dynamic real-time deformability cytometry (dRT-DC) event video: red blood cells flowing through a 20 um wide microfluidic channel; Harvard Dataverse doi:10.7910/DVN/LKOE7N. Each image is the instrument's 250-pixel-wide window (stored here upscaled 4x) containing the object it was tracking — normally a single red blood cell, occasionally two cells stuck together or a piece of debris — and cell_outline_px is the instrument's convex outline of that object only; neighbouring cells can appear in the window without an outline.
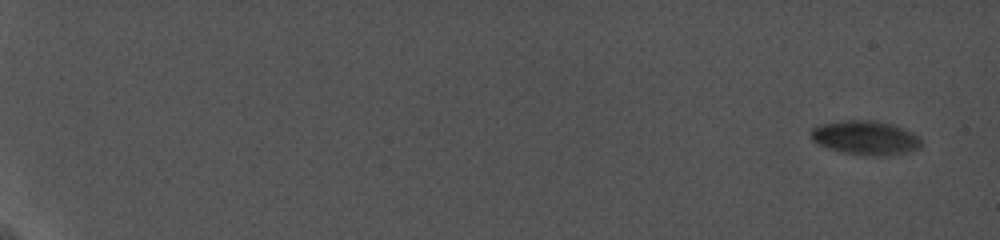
{"species": "common noctule bat (a hibernating species)", "species_latin": "Nyctalus noctula", "temperature_condition": "cold", "stored_images_in_passage": 8, "camera_frame_rate_fps": 5000, "um_per_image_px": 0.085, "animal": {"sex": "female", "body_mass_g": 19.0, "forearm_length_mm": 56.7}, "frame": {"image": 1, "passage_image": 1, "time_ms": 0.0, "image_size_px": [1000, 240], "cell_outline_px": [[920, 148], [904, 152], [884, 156], [840, 152], [816, 144], [812, 140], [808, 132], [812, 128], [820, 124], [844, 120], [872, 120], [892, 124], [912, 132], [920, 136]], "centroid_in_image_um": [73.51, 11.69], "position_along_channel_um": 11.5, "area_um2": 21.91}}
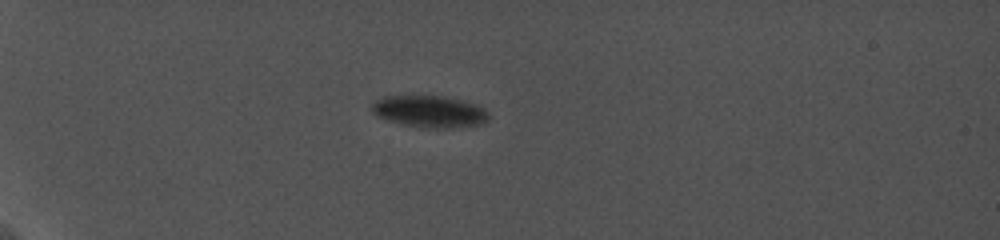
{"frame": {"image": 2, "passage_image": 6, "time_ms": 6.0, "image_size_px": [1000, 240], "cell_outline_px": [[488, 120], [484, 124], [452, 128], [424, 128], [404, 124], [388, 120], [376, 116], [372, 112], [372, 104], [376, 100], [384, 96], [444, 96], [464, 100], [476, 104], [484, 108], [488, 112]], "centroid_in_image_um": [36.55, 9.48], "position_along_channel_um": 48.5, "area_um2": 21.85}}
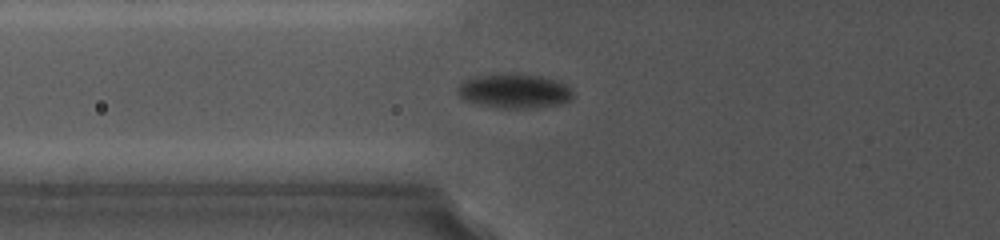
{"frame": {"image": 3, "passage_image": 8, "time_ms": 8.4, "image_size_px": [1000, 240], "cell_outline_px": [[572, 96], [568, 100], [560, 104], [532, 108], [504, 108], [464, 100], [456, 92], [456, 88], [464, 80], [476, 76], [504, 72], [512, 72], [540, 76], [556, 80], [564, 84], [572, 92]], "centroid_in_image_um": [43.68, 7.7], "position_along_channel_um": 82.1, "area_um2": 23.06}}